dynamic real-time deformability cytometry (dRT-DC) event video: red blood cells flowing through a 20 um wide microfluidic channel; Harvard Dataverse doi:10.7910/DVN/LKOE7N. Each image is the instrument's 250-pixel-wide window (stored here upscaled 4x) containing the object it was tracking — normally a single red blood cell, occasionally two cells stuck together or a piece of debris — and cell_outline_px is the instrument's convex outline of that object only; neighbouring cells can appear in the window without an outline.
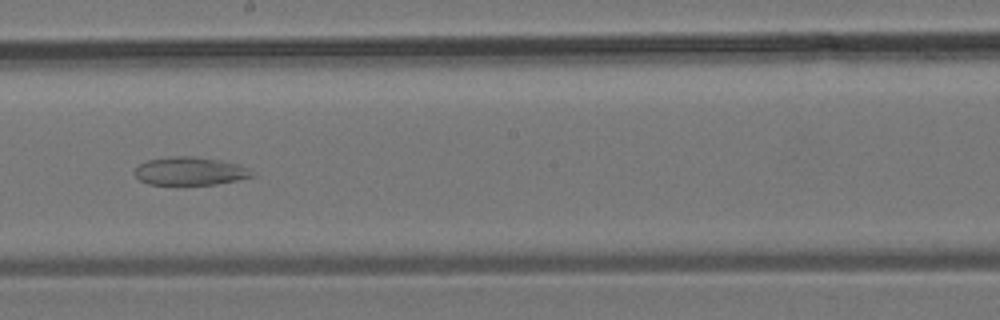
{"species": "common noctule bat (a hibernating species)", "species_latin": "Nyctalus noctula", "temperature_condition": "room temperature", "stored_images_in_passage": 26, "camera_frame_rate_fps": 3000, "um_per_image_px": 0.085, "animal": {"sex": "male", "body_mass_g": 19.2, "forearm_length_mm": 51.8}, "frame": {"image": 1, "passage_image": 10, "time_ms": 3.0, "image_size_px": [1000, 320], "cell_outline_px": [[256, 176], [216, 184], [148, 184], [140, 180], [136, 176], [136, 168], [140, 164], [148, 160], [172, 156], [192, 156], [220, 160], [240, 164], [256, 172]], "centroid_in_image_um": [16.22, 14.54], "position_along_channel_um": 232.0, "area_um2": 19.19}}
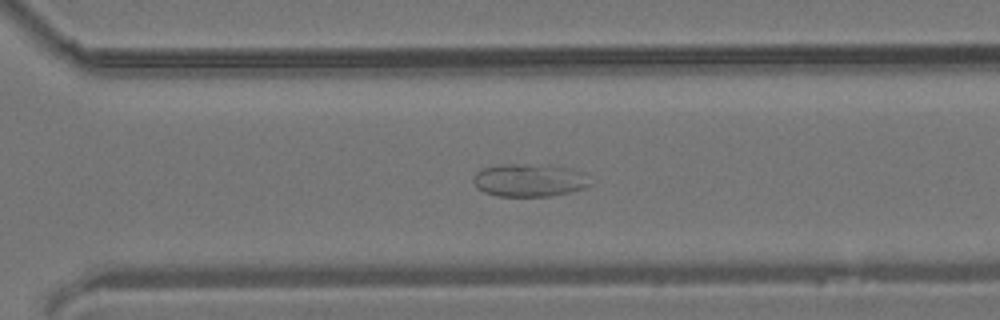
{"frame": {"image": 2, "passage_image": 15, "time_ms": 4.667, "image_size_px": [1000, 320], "cell_outline_px": [[592, 184], [588, 188], [548, 196], [496, 196], [484, 192], [476, 188], [472, 180], [472, 176], [480, 168], [500, 164], [560, 164], [572, 168]], "centroid_in_image_um": [44.93, 15.3], "position_along_channel_um": 325.7, "area_um2": 22.77}}
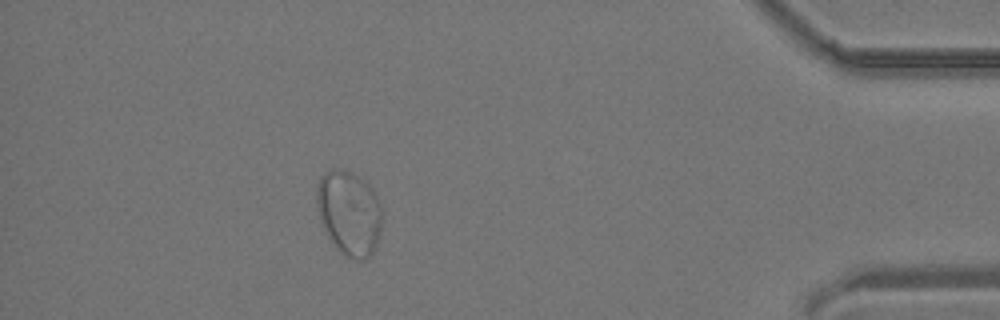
{"frame": {"image": 3, "passage_image": 22, "time_ms": 7.0, "image_size_px": [1000, 320], "cell_outline_px": [[384, 220], [376, 244], [372, 252], [364, 260], [356, 260], [344, 256], [336, 248], [328, 236], [320, 220], [316, 204], [316, 188], [320, 176], [336, 168], [340, 168], [352, 172], [364, 180], [372, 188], [380, 200]], "centroid_in_image_um": [29.69, 18.09], "position_along_channel_um": 405.5, "area_um2": 32.71}}